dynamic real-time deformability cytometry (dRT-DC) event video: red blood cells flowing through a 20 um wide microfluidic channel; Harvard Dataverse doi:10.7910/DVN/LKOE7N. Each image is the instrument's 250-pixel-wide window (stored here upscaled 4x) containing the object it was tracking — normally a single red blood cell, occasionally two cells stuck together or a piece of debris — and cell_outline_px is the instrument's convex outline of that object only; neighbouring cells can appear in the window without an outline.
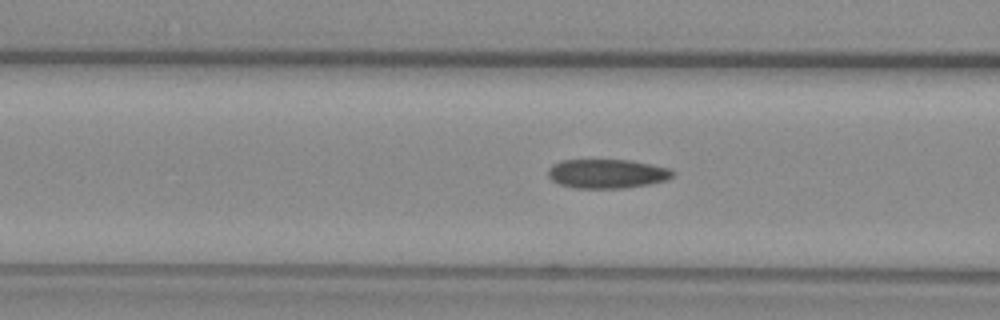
{"species": "common noctule bat (a hibernating species)", "species_latin": "Nyctalus noctula", "temperature_condition": "warm", "stored_images_in_passage": 44, "camera_frame_rate_fps": 3000, "um_per_image_px": 0.085, "animal": {"sex": "female", "body_mass_g": 29.2, "forearm_length_mm": 56.3}, "frame": {"image": 1, "passage_image": 21, "time_ms": 6.667, "image_size_px": [1000, 320], "cell_outline_px": [[676, 172], [668, 180], [648, 184], [624, 188], [576, 188], [560, 184], [552, 180], [548, 176], [548, 168], [552, 164], [560, 160], [632, 160], [668, 168]], "centroid_in_image_um": [51.59, 14.76], "position_along_channel_um": 115.0, "area_um2": 21.21}}
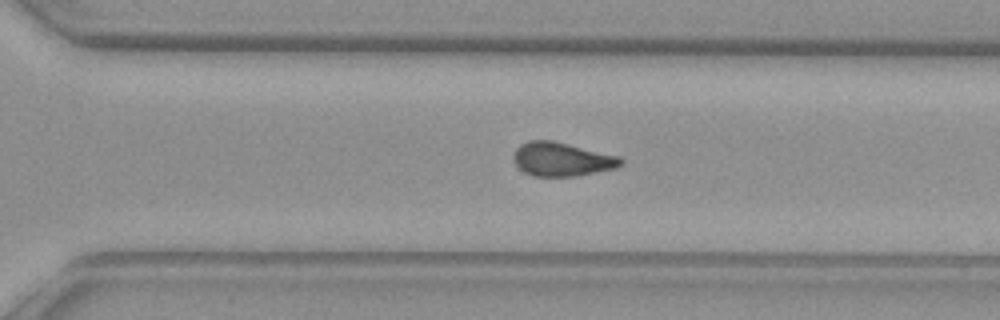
{"frame": {"image": 2, "passage_image": 37, "time_ms": 12.0, "image_size_px": [1000, 320], "cell_outline_px": [[624, 164], [616, 168], [576, 176], [532, 176], [524, 172], [512, 160], [512, 152], [520, 144], [528, 140], [552, 140], [620, 156], [624, 160]], "centroid_in_image_um": [47.74, 13.53], "position_along_channel_um": 322.9, "area_um2": 21.39}}
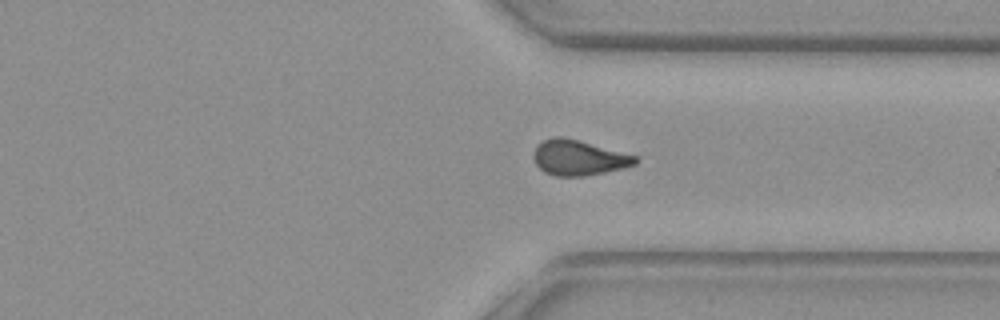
{"frame": {"image": 3, "passage_image": 40, "time_ms": 13.0, "image_size_px": [1000, 320], "cell_outline_px": [[640, 160], [636, 164], [624, 168], [584, 176], [556, 176], [544, 172], [536, 164], [532, 156], [536, 144], [552, 136], [564, 136], [640, 156]], "centroid_in_image_um": [49.21, 13.39], "position_along_channel_um": 362.2, "area_um2": 21.33}}